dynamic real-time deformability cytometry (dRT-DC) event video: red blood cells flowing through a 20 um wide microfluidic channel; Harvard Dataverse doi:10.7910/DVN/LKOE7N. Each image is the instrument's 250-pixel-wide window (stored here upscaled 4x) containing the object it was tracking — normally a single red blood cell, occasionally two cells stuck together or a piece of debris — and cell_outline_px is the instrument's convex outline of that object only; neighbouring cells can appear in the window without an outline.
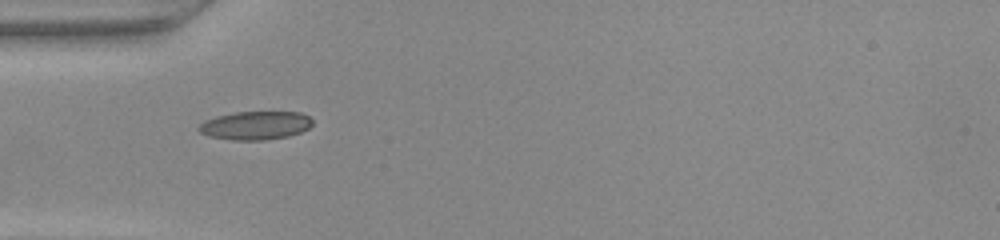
{"species": "common noctule bat (a hibernating species)", "species_latin": "Nyctalus noctula", "temperature_condition": "warm", "stored_images_in_passage": 34, "camera_frame_rate_fps": 3000, "um_per_image_px": 0.085, "animal": {"sex": "female", "body_mass_g": 22.0, "forearm_length_mm": 56.7}, "frame": {"image": 1, "passage_image": 1, "time_ms": 0.0, "image_size_px": [1000, 240], "cell_outline_px": [[312, 124], [308, 128], [300, 132], [288, 136], [264, 140], [232, 140], [208, 136], [200, 132], [196, 128], [204, 120], [216, 116], [236, 112], [300, 112], [308, 116], [312, 120]], "centroid_in_image_um": [21.68, 10.66], "position_along_channel_um": 63.3, "area_um2": 18.84}}
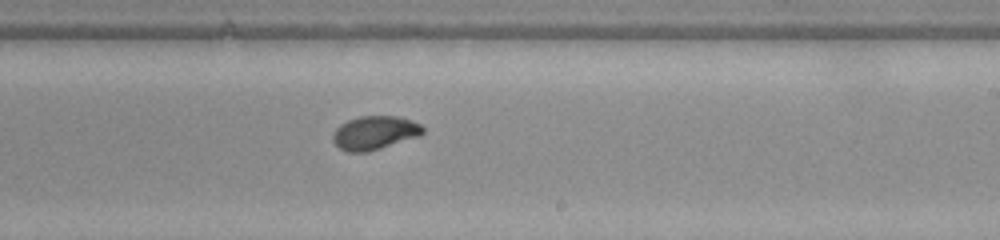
{"frame": {"image": 2, "passage_image": 15, "time_ms": 4.667, "image_size_px": [1000, 240], "cell_outline_px": [[424, 132], [420, 136], [368, 152], [348, 152], [340, 148], [332, 140], [332, 136], [336, 128], [340, 124], [348, 120], [360, 116], [396, 116], [412, 120], [420, 124], [424, 128]], "centroid_in_image_um": [31.85, 11.28], "position_along_channel_um": 257.1, "area_um2": 17.69}}
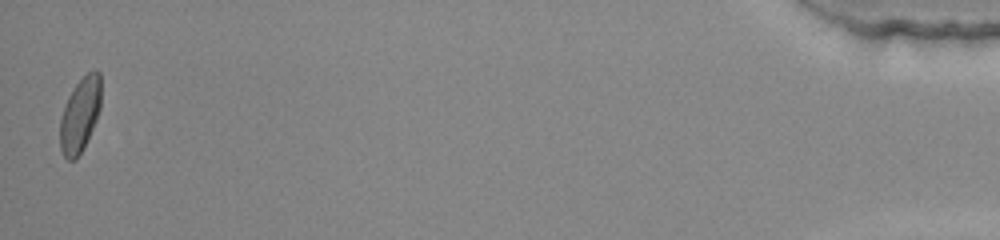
{"frame": {"image": 3, "passage_image": 34, "time_ms": 11.0, "image_size_px": [1000, 240], "cell_outline_px": [[100, 108], [96, 120], [76, 160], [68, 160], [64, 156], [60, 148], [60, 120], [68, 96], [76, 84], [88, 72], [100, 72]], "centroid_in_image_um": [6.79, 9.77], "position_along_channel_um": 428.4, "area_um2": 17.28}}